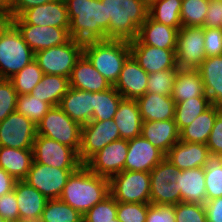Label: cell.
Listing matches in <instances>:
<instances>
[{"label":"cell","instance_id":"cell-58","mask_svg":"<svg viewBox=\"0 0 222 222\" xmlns=\"http://www.w3.org/2000/svg\"><path fill=\"white\" fill-rule=\"evenodd\" d=\"M13 222H28V221L17 220V221H13Z\"/></svg>","mask_w":222,"mask_h":222},{"label":"cell","instance_id":"cell-15","mask_svg":"<svg viewBox=\"0 0 222 222\" xmlns=\"http://www.w3.org/2000/svg\"><path fill=\"white\" fill-rule=\"evenodd\" d=\"M37 126L17 111L0 122V146L15 149H32Z\"/></svg>","mask_w":222,"mask_h":222},{"label":"cell","instance_id":"cell-44","mask_svg":"<svg viewBox=\"0 0 222 222\" xmlns=\"http://www.w3.org/2000/svg\"><path fill=\"white\" fill-rule=\"evenodd\" d=\"M116 214L117 201L109 195L83 214V222H113Z\"/></svg>","mask_w":222,"mask_h":222},{"label":"cell","instance_id":"cell-26","mask_svg":"<svg viewBox=\"0 0 222 222\" xmlns=\"http://www.w3.org/2000/svg\"><path fill=\"white\" fill-rule=\"evenodd\" d=\"M176 187L181 193V202L204 205L207 201L204 167L178 171Z\"/></svg>","mask_w":222,"mask_h":222},{"label":"cell","instance_id":"cell-43","mask_svg":"<svg viewBox=\"0 0 222 222\" xmlns=\"http://www.w3.org/2000/svg\"><path fill=\"white\" fill-rule=\"evenodd\" d=\"M177 69L150 73L146 93L171 96Z\"/></svg>","mask_w":222,"mask_h":222},{"label":"cell","instance_id":"cell-7","mask_svg":"<svg viewBox=\"0 0 222 222\" xmlns=\"http://www.w3.org/2000/svg\"><path fill=\"white\" fill-rule=\"evenodd\" d=\"M83 47V42L71 38L63 45L36 52L34 59L44 74L69 78L77 60L83 54Z\"/></svg>","mask_w":222,"mask_h":222},{"label":"cell","instance_id":"cell-13","mask_svg":"<svg viewBox=\"0 0 222 222\" xmlns=\"http://www.w3.org/2000/svg\"><path fill=\"white\" fill-rule=\"evenodd\" d=\"M76 170L77 169H59L33 161L23 181L37 189L48 200L59 199L68 177Z\"/></svg>","mask_w":222,"mask_h":222},{"label":"cell","instance_id":"cell-12","mask_svg":"<svg viewBox=\"0 0 222 222\" xmlns=\"http://www.w3.org/2000/svg\"><path fill=\"white\" fill-rule=\"evenodd\" d=\"M119 129L113 119L90 121L82 125L79 159L85 164L94 154L112 141L119 140Z\"/></svg>","mask_w":222,"mask_h":222},{"label":"cell","instance_id":"cell-20","mask_svg":"<svg viewBox=\"0 0 222 222\" xmlns=\"http://www.w3.org/2000/svg\"><path fill=\"white\" fill-rule=\"evenodd\" d=\"M148 78L149 74L130 55L123 64L119 78L113 87L123 98L137 100L146 94Z\"/></svg>","mask_w":222,"mask_h":222},{"label":"cell","instance_id":"cell-33","mask_svg":"<svg viewBox=\"0 0 222 222\" xmlns=\"http://www.w3.org/2000/svg\"><path fill=\"white\" fill-rule=\"evenodd\" d=\"M221 106L211 105L189 126L180 131V141L206 144Z\"/></svg>","mask_w":222,"mask_h":222},{"label":"cell","instance_id":"cell-53","mask_svg":"<svg viewBox=\"0 0 222 222\" xmlns=\"http://www.w3.org/2000/svg\"><path fill=\"white\" fill-rule=\"evenodd\" d=\"M204 207L207 222H222V197L207 200Z\"/></svg>","mask_w":222,"mask_h":222},{"label":"cell","instance_id":"cell-52","mask_svg":"<svg viewBox=\"0 0 222 222\" xmlns=\"http://www.w3.org/2000/svg\"><path fill=\"white\" fill-rule=\"evenodd\" d=\"M203 27L222 28V0H209Z\"/></svg>","mask_w":222,"mask_h":222},{"label":"cell","instance_id":"cell-59","mask_svg":"<svg viewBox=\"0 0 222 222\" xmlns=\"http://www.w3.org/2000/svg\"><path fill=\"white\" fill-rule=\"evenodd\" d=\"M113 222H120L117 218L113 219Z\"/></svg>","mask_w":222,"mask_h":222},{"label":"cell","instance_id":"cell-16","mask_svg":"<svg viewBox=\"0 0 222 222\" xmlns=\"http://www.w3.org/2000/svg\"><path fill=\"white\" fill-rule=\"evenodd\" d=\"M128 140L112 141L94 154L84 165L94 174L110 179L124 171Z\"/></svg>","mask_w":222,"mask_h":222},{"label":"cell","instance_id":"cell-25","mask_svg":"<svg viewBox=\"0 0 222 222\" xmlns=\"http://www.w3.org/2000/svg\"><path fill=\"white\" fill-rule=\"evenodd\" d=\"M141 136L165 155L180 140V132L174 120L143 121Z\"/></svg>","mask_w":222,"mask_h":222},{"label":"cell","instance_id":"cell-8","mask_svg":"<svg viewBox=\"0 0 222 222\" xmlns=\"http://www.w3.org/2000/svg\"><path fill=\"white\" fill-rule=\"evenodd\" d=\"M110 195L122 203H150V172L122 171L109 179Z\"/></svg>","mask_w":222,"mask_h":222},{"label":"cell","instance_id":"cell-49","mask_svg":"<svg viewBox=\"0 0 222 222\" xmlns=\"http://www.w3.org/2000/svg\"><path fill=\"white\" fill-rule=\"evenodd\" d=\"M0 216L7 222L19 220V209L15 197V190L0 197Z\"/></svg>","mask_w":222,"mask_h":222},{"label":"cell","instance_id":"cell-9","mask_svg":"<svg viewBox=\"0 0 222 222\" xmlns=\"http://www.w3.org/2000/svg\"><path fill=\"white\" fill-rule=\"evenodd\" d=\"M178 171L166 157L150 171V204L176 205L181 202L175 181Z\"/></svg>","mask_w":222,"mask_h":222},{"label":"cell","instance_id":"cell-36","mask_svg":"<svg viewBox=\"0 0 222 222\" xmlns=\"http://www.w3.org/2000/svg\"><path fill=\"white\" fill-rule=\"evenodd\" d=\"M208 96H200L175 104L174 121L179 132L189 126L200 114L211 106Z\"/></svg>","mask_w":222,"mask_h":222},{"label":"cell","instance_id":"cell-37","mask_svg":"<svg viewBox=\"0 0 222 222\" xmlns=\"http://www.w3.org/2000/svg\"><path fill=\"white\" fill-rule=\"evenodd\" d=\"M123 97L112 86L108 90L94 92V111L92 121L113 119Z\"/></svg>","mask_w":222,"mask_h":222},{"label":"cell","instance_id":"cell-14","mask_svg":"<svg viewBox=\"0 0 222 222\" xmlns=\"http://www.w3.org/2000/svg\"><path fill=\"white\" fill-rule=\"evenodd\" d=\"M10 21L20 31L24 41L34 53L63 45L71 39L69 28L26 24L20 17H12Z\"/></svg>","mask_w":222,"mask_h":222},{"label":"cell","instance_id":"cell-56","mask_svg":"<svg viewBox=\"0 0 222 222\" xmlns=\"http://www.w3.org/2000/svg\"><path fill=\"white\" fill-rule=\"evenodd\" d=\"M12 5L13 0H0V19L12 18Z\"/></svg>","mask_w":222,"mask_h":222},{"label":"cell","instance_id":"cell-54","mask_svg":"<svg viewBox=\"0 0 222 222\" xmlns=\"http://www.w3.org/2000/svg\"><path fill=\"white\" fill-rule=\"evenodd\" d=\"M55 0H13L12 17H19L25 10Z\"/></svg>","mask_w":222,"mask_h":222},{"label":"cell","instance_id":"cell-10","mask_svg":"<svg viewBox=\"0 0 222 222\" xmlns=\"http://www.w3.org/2000/svg\"><path fill=\"white\" fill-rule=\"evenodd\" d=\"M33 161L59 169H78V153L71 147L45 136L36 135L33 143Z\"/></svg>","mask_w":222,"mask_h":222},{"label":"cell","instance_id":"cell-1","mask_svg":"<svg viewBox=\"0 0 222 222\" xmlns=\"http://www.w3.org/2000/svg\"><path fill=\"white\" fill-rule=\"evenodd\" d=\"M70 20L69 34L74 40H107L110 18L101 0H65Z\"/></svg>","mask_w":222,"mask_h":222},{"label":"cell","instance_id":"cell-5","mask_svg":"<svg viewBox=\"0 0 222 222\" xmlns=\"http://www.w3.org/2000/svg\"><path fill=\"white\" fill-rule=\"evenodd\" d=\"M35 58L17 27L0 19V79H10Z\"/></svg>","mask_w":222,"mask_h":222},{"label":"cell","instance_id":"cell-19","mask_svg":"<svg viewBox=\"0 0 222 222\" xmlns=\"http://www.w3.org/2000/svg\"><path fill=\"white\" fill-rule=\"evenodd\" d=\"M26 24L69 28L70 20L65 0H55L25 10L19 16Z\"/></svg>","mask_w":222,"mask_h":222},{"label":"cell","instance_id":"cell-4","mask_svg":"<svg viewBox=\"0 0 222 222\" xmlns=\"http://www.w3.org/2000/svg\"><path fill=\"white\" fill-rule=\"evenodd\" d=\"M83 54L109 84L114 86L131 50L129 41L108 39L85 42Z\"/></svg>","mask_w":222,"mask_h":222},{"label":"cell","instance_id":"cell-6","mask_svg":"<svg viewBox=\"0 0 222 222\" xmlns=\"http://www.w3.org/2000/svg\"><path fill=\"white\" fill-rule=\"evenodd\" d=\"M82 125L72 120L59 106L52 107L37 125V135L53 139L79 153Z\"/></svg>","mask_w":222,"mask_h":222},{"label":"cell","instance_id":"cell-28","mask_svg":"<svg viewBox=\"0 0 222 222\" xmlns=\"http://www.w3.org/2000/svg\"><path fill=\"white\" fill-rule=\"evenodd\" d=\"M121 139L130 140L141 136L142 117L137 100L122 98L113 117Z\"/></svg>","mask_w":222,"mask_h":222},{"label":"cell","instance_id":"cell-39","mask_svg":"<svg viewBox=\"0 0 222 222\" xmlns=\"http://www.w3.org/2000/svg\"><path fill=\"white\" fill-rule=\"evenodd\" d=\"M43 71L34 59L9 80L12 82L18 95L30 94L43 78Z\"/></svg>","mask_w":222,"mask_h":222},{"label":"cell","instance_id":"cell-41","mask_svg":"<svg viewBox=\"0 0 222 222\" xmlns=\"http://www.w3.org/2000/svg\"><path fill=\"white\" fill-rule=\"evenodd\" d=\"M51 108L49 103L30 94L18 95L16 102V111L30 119L36 126Z\"/></svg>","mask_w":222,"mask_h":222},{"label":"cell","instance_id":"cell-40","mask_svg":"<svg viewBox=\"0 0 222 222\" xmlns=\"http://www.w3.org/2000/svg\"><path fill=\"white\" fill-rule=\"evenodd\" d=\"M204 171L207 200L222 197V156L210 154Z\"/></svg>","mask_w":222,"mask_h":222},{"label":"cell","instance_id":"cell-46","mask_svg":"<svg viewBox=\"0 0 222 222\" xmlns=\"http://www.w3.org/2000/svg\"><path fill=\"white\" fill-rule=\"evenodd\" d=\"M174 208L175 222H207L206 210L202 204L179 202Z\"/></svg>","mask_w":222,"mask_h":222},{"label":"cell","instance_id":"cell-48","mask_svg":"<svg viewBox=\"0 0 222 222\" xmlns=\"http://www.w3.org/2000/svg\"><path fill=\"white\" fill-rule=\"evenodd\" d=\"M204 51L206 57L222 55V28L204 27Z\"/></svg>","mask_w":222,"mask_h":222},{"label":"cell","instance_id":"cell-35","mask_svg":"<svg viewBox=\"0 0 222 222\" xmlns=\"http://www.w3.org/2000/svg\"><path fill=\"white\" fill-rule=\"evenodd\" d=\"M182 0H150L148 15L156 22L170 27H182L180 21Z\"/></svg>","mask_w":222,"mask_h":222},{"label":"cell","instance_id":"cell-55","mask_svg":"<svg viewBox=\"0 0 222 222\" xmlns=\"http://www.w3.org/2000/svg\"><path fill=\"white\" fill-rule=\"evenodd\" d=\"M16 180L0 167V197L14 190Z\"/></svg>","mask_w":222,"mask_h":222},{"label":"cell","instance_id":"cell-32","mask_svg":"<svg viewBox=\"0 0 222 222\" xmlns=\"http://www.w3.org/2000/svg\"><path fill=\"white\" fill-rule=\"evenodd\" d=\"M32 162V149H15L0 146V167L16 181H22L26 178Z\"/></svg>","mask_w":222,"mask_h":222},{"label":"cell","instance_id":"cell-50","mask_svg":"<svg viewBox=\"0 0 222 222\" xmlns=\"http://www.w3.org/2000/svg\"><path fill=\"white\" fill-rule=\"evenodd\" d=\"M146 222H175L174 205H154L149 203Z\"/></svg>","mask_w":222,"mask_h":222},{"label":"cell","instance_id":"cell-18","mask_svg":"<svg viewBox=\"0 0 222 222\" xmlns=\"http://www.w3.org/2000/svg\"><path fill=\"white\" fill-rule=\"evenodd\" d=\"M165 154L142 136L128 140V151L124 171L150 172Z\"/></svg>","mask_w":222,"mask_h":222},{"label":"cell","instance_id":"cell-29","mask_svg":"<svg viewBox=\"0 0 222 222\" xmlns=\"http://www.w3.org/2000/svg\"><path fill=\"white\" fill-rule=\"evenodd\" d=\"M137 103L143 121L174 120L175 101L171 96L146 93Z\"/></svg>","mask_w":222,"mask_h":222},{"label":"cell","instance_id":"cell-42","mask_svg":"<svg viewBox=\"0 0 222 222\" xmlns=\"http://www.w3.org/2000/svg\"><path fill=\"white\" fill-rule=\"evenodd\" d=\"M209 0H182L180 21L182 26H204Z\"/></svg>","mask_w":222,"mask_h":222},{"label":"cell","instance_id":"cell-57","mask_svg":"<svg viewBox=\"0 0 222 222\" xmlns=\"http://www.w3.org/2000/svg\"><path fill=\"white\" fill-rule=\"evenodd\" d=\"M0 222H7V221L0 216Z\"/></svg>","mask_w":222,"mask_h":222},{"label":"cell","instance_id":"cell-34","mask_svg":"<svg viewBox=\"0 0 222 222\" xmlns=\"http://www.w3.org/2000/svg\"><path fill=\"white\" fill-rule=\"evenodd\" d=\"M69 87V78L62 75L44 74L30 95L55 107L60 105L61 99Z\"/></svg>","mask_w":222,"mask_h":222},{"label":"cell","instance_id":"cell-38","mask_svg":"<svg viewBox=\"0 0 222 222\" xmlns=\"http://www.w3.org/2000/svg\"><path fill=\"white\" fill-rule=\"evenodd\" d=\"M39 222H83V215L60 199L47 200Z\"/></svg>","mask_w":222,"mask_h":222},{"label":"cell","instance_id":"cell-31","mask_svg":"<svg viewBox=\"0 0 222 222\" xmlns=\"http://www.w3.org/2000/svg\"><path fill=\"white\" fill-rule=\"evenodd\" d=\"M207 96L197 69H177L171 97L176 103L195 97Z\"/></svg>","mask_w":222,"mask_h":222},{"label":"cell","instance_id":"cell-24","mask_svg":"<svg viewBox=\"0 0 222 222\" xmlns=\"http://www.w3.org/2000/svg\"><path fill=\"white\" fill-rule=\"evenodd\" d=\"M59 107L74 121L81 125L92 121L94 111V92L69 87L62 97Z\"/></svg>","mask_w":222,"mask_h":222},{"label":"cell","instance_id":"cell-23","mask_svg":"<svg viewBox=\"0 0 222 222\" xmlns=\"http://www.w3.org/2000/svg\"><path fill=\"white\" fill-rule=\"evenodd\" d=\"M69 86L88 92H101L112 87L111 84L93 67L82 54L77 60L69 77Z\"/></svg>","mask_w":222,"mask_h":222},{"label":"cell","instance_id":"cell-45","mask_svg":"<svg viewBox=\"0 0 222 222\" xmlns=\"http://www.w3.org/2000/svg\"><path fill=\"white\" fill-rule=\"evenodd\" d=\"M149 203L117 202L116 218L120 222H146Z\"/></svg>","mask_w":222,"mask_h":222},{"label":"cell","instance_id":"cell-2","mask_svg":"<svg viewBox=\"0 0 222 222\" xmlns=\"http://www.w3.org/2000/svg\"><path fill=\"white\" fill-rule=\"evenodd\" d=\"M109 195V179L92 173L82 164L68 177L59 199L83 215Z\"/></svg>","mask_w":222,"mask_h":222},{"label":"cell","instance_id":"cell-21","mask_svg":"<svg viewBox=\"0 0 222 222\" xmlns=\"http://www.w3.org/2000/svg\"><path fill=\"white\" fill-rule=\"evenodd\" d=\"M210 151L206 144L178 141L166 154V158L179 171L204 167Z\"/></svg>","mask_w":222,"mask_h":222},{"label":"cell","instance_id":"cell-27","mask_svg":"<svg viewBox=\"0 0 222 222\" xmlns=\"http://www.w3.org/2000/svg\"><path fill=\"white\" fill-rule=\"evenodd\" d=\"M181 27H170L154 21L149 15L139 27L137 38L146 45L162 49H176L177 35Z\"/></svg>","mask_w":222,"mask_h":222},{"label":"cell","instance_id":"cell-30","mask_svg":"<svg viewBox=\"0 0 222 222\" xmlns=\"http://www.w3.org/2000/svg\"><path fill=\"white\" fill-rule=\"evenodd\" d=\"M197 70L211 104L222 107V55L206 57Z\"/></svg>","mask_w":222,"mask_h":222},{"label":"cell","instance_id":"cell-22","mask_svg":"<svg viewBox=\"0 0 222 222\" xmlns=\"http://www.w3.org/2000/svg\"><path fill=\"white\" fill-rule=\"evenodd\" d=\"M14 190L19 209V220L39 222L48 199L23 180L16 181Z\"/></svg>","mask_w":222,"mask_h":222},{"label":"cell","instance_id":"cell-47","mask_svg":"<svg viewBox=\"0 0 222 222\" xmlns=\"http://www.w3.org/2000/svg\"><path fill=\"white\" fill-rule=\"evenodd\" d=\"M18 93L9 79H0V122L16 111Z\"/></svg>","mask_w":222,"mask_h":222},{"label":"cell","instance_id":"cell-3","mask_svg":"<svg viewBox=\"0 0 222 222\" xmlns=\"http://www.w3.org/2000/svg\"><path fill=\"white\" fill-rule=\"evenodd\" d=\"M110 18L107 40L131 41L148 17V0H101Z\"/></svg>","mask_w":222,"mask_h":222},{"label":"cell","instance_id":"cell-11","mask_svg":"<svg viewBox=\"0 0 222 222\" xmlns=\"http://www.w3.org/2000/svg\"><path fill=\"white\" fill-rule=\"evenodd\" d=\"M175 53L178 69H197L206 59L204 27L182 26L178 31Z\"/></svg>","mask_w":222,"mask_h":222},{"label":"cell","instance_id":"cell-17","mask_svg":"<svg viewBox=\"0 0 222 222\" xmlns=\"http://www.w3.org/2000/svg\"><path fill=\"white\" fill-rule=\"evenodd\" d=\"M131 55L148 74L165 69H178L176 49H162L143 44L138 38L129 41Z\"/></svg>","mask_w":222,"mask_h":222},{"label":"cell","instance_id":"cell-51","mask_svg":"<svg viewBox=\"0 0 222 222\" xmlns=\"http://www.w3.org/2000/svg\"><path fill=\"white\" fill-rule=\"evenodd\" d=\"M210 154L222 156V110L218 113L206 143Z\"/></svg>","mask_w":222,"mask_h":222}]
</instances>
